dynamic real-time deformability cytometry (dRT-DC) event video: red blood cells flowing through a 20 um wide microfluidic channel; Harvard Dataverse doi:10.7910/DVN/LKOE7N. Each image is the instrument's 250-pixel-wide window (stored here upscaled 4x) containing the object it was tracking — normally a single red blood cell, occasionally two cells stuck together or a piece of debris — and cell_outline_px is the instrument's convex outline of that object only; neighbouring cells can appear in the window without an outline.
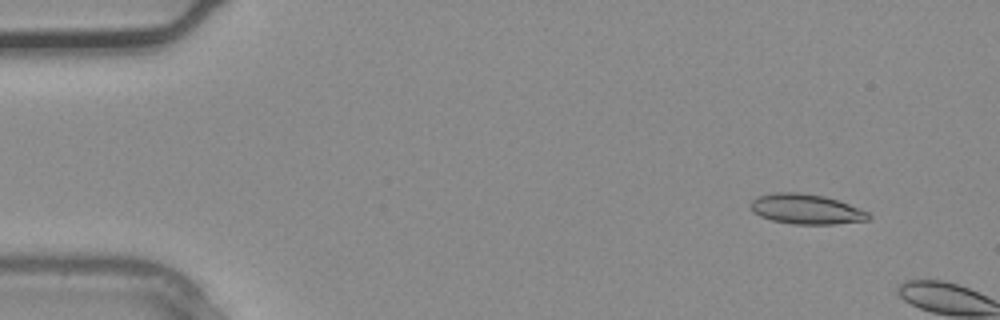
{"species": "common noctule bat (a hibernating species)", "species_latin": "Nyctalus noctula", "temperature_condition": "warm", "stored_images_in_passage": 3, "camera_frame_rate_fps": 3000, "um_per_image_px": 0.085, "animal": {"sex": "male", "body_mass_g": 20.4}, "frame": {"image": 1, "passage_image": 1, "time_ms": 0.0, "image_size_px": [1000, 320], "cell_outline_px": [[872, 216], [868, 220], [836, 224], [792, 224], [772, 220], [760, 216], [752, 212], [752, 200], [756, 196], [772, 192], [800, 192], [824, 196], [848, 204], [868, 212]], "centroid_in_image_um": [68.5, 17.77], "position_along_channel_um": 16.5, "area_um2": 20.63}}